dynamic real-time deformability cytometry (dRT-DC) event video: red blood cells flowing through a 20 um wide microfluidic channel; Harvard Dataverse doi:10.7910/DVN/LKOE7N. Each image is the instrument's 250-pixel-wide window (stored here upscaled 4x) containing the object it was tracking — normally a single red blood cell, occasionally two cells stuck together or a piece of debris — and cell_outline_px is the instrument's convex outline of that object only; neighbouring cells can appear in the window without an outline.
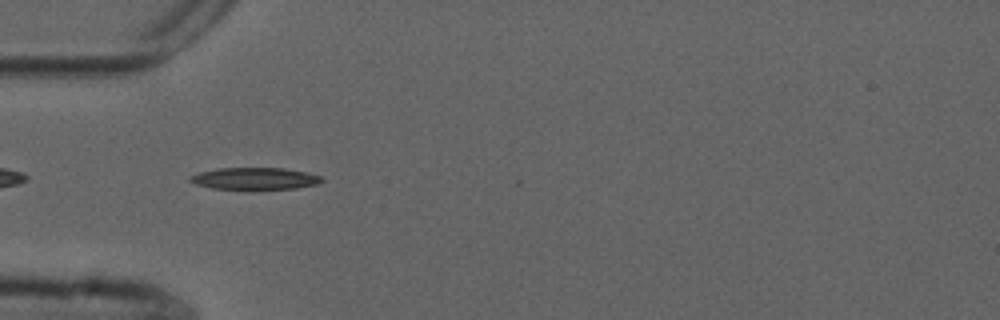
{"species": "common noctule bat (a hibernating species)", "species_latin": "Nyctalus noctula", "temperature_condition": "cold", "stored_images_in_passage": 41, "camera_frame_rate_fps": 3000, "um_per_image_px": 0.085, "animal": {"sex": "male", "forearm_length_mm": 52.5}, "frame": {"image": 1, "passage_image": 3, "time_ms": 0.667, "image_size_px": [1000, 320], "cell_outline_px": [[324, 180], [316, 184], [296, 188], [244, 192], [212, 188], [196, 184], [188, 180], [188, 176], [200, 172], [216, 168], [284, 168], [308, 172], [320, 176]], "centroid_in_image_um": [21.62, 15.22], "position_along_channel_um": 63.4, "area_um2": 17.74}}
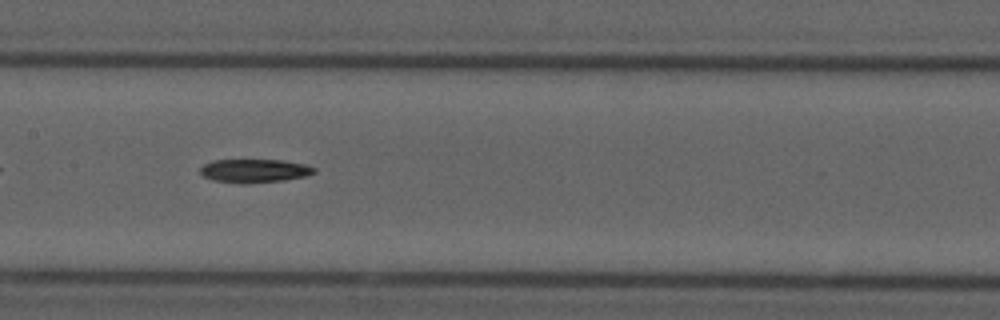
{"frame": {"image": 2, "passage_image": 13, "time_ms": 4.0, "image_size_px": [1000, 320], "cell_outline_px": [[316, 172], [304, 176], [284, 180], [244, 184], [212, 180], [204, 176], [200, 172], [200, 168], [204, 164], [212, 160], [284, 160], [304, 164], [316, 168]], "centroid_in_image_um": [21.61, 14.51], "position_along_channel_um": 185.8, "area_um2": 15.61}}
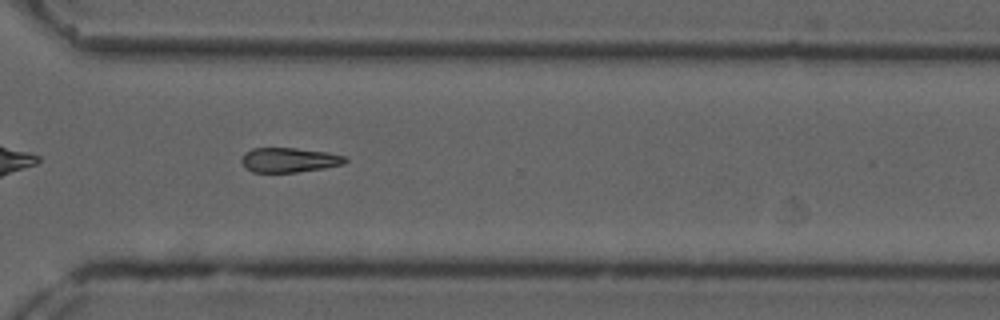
{"frame": {"image": 3, "passage_image": 26, "time_ms": 8.333, "image_size_px": [1000, 320], "cell_outline_px": [[348, 160], [344, 164], [324, 168], [296, 172], [252, 172], [244, 168], [240, 160], [244, 152], [252, 148], [296, 148], [328, 152], [344, 156]], "centroid_in_image_um": [24.54, 13.59], "position_along_channel_um": 346.1, "area_um2": 15.03}, "authors_computed_cell_mechanics": {"area_um2": 15.7216, "velocity_mm_per_s": 3.708, "shape_relaxation_time_tau1_ms": 3.8172, "shape_relaxation_time_tau2_ms": null, "deformation_change_tau1": 0.1288, "deformation_change_tau2": null}}